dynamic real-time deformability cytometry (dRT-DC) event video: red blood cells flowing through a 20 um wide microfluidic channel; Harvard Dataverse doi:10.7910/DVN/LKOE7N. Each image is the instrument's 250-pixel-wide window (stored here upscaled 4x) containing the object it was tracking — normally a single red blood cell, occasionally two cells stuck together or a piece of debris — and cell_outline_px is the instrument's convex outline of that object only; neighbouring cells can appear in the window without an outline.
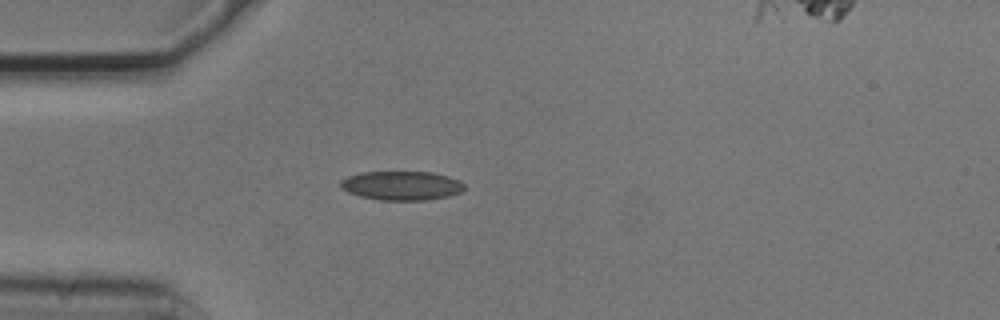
{"species": "common noctule bat (a hibernating species)", "species_latin": "Nyctalus noctula", "temperature_condition": "cold", "stored_images_in_passage": 1, "camera_frame_rate_fps": 3000, "um_per_image_px": 0.085, "animal": {"sex": "male", "body_mass_g": 20.5, "forearm_length_mm": 52.5}, "frame": {"image": 1, "passage_image": 1, "time_ms": 0.0, "image_size_px": [1000, 320], "cell_outline_px": [[464, 188], [460, 192], [448, 196], [424, 200], [380, 200], [360, 196], [348, 192], [340, 188], [340, 180], [348, 176], [360, 172], [432, 172], [448, 176], [460, 180], [464, 184]], "centroid_in_image_um": [34.11, 15.77], "position_along_channel_um": 50.9, "area_um2": 20.98}}